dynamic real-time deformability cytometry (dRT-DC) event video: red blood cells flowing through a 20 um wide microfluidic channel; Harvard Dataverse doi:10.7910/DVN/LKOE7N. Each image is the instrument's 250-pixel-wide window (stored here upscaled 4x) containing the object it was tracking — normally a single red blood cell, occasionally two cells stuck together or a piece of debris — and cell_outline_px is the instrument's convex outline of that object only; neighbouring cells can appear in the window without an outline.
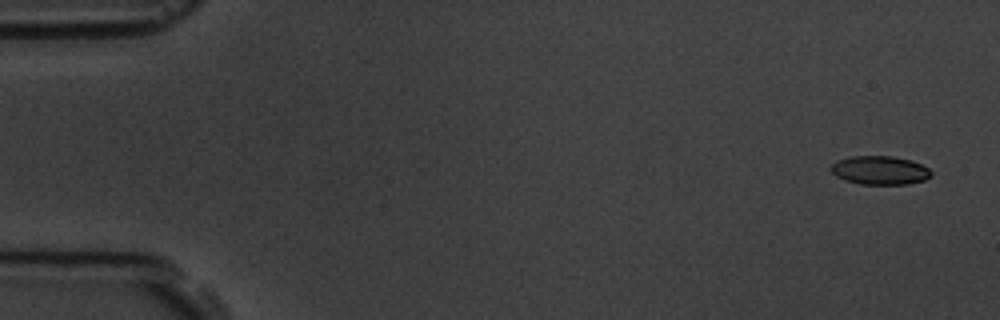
{"species": "common noctule bat (a hibernating species)", "species_latin": "Nyctalus noctula", "temperature_condition": "room temperature", "stored_images_in_passage": 5, "camera_frame_rate_fps": 3000, "um_per_image_px": 0.085, "animal": {"sex": "male", "body_mass_g": 19.5, "forearm_length_mm": 54.6}, "frame": {"image": 1, "passage_image": 1, "time_ms": 0.0, "image_size_px": [1000, 320], "cell_outline_px": [[932, 176], [924, 180], [908, 184], [860, 184], [844, 180], [836, 176], [832, 172], [832, 164], [836, 160], [848, 156], [892, 156], [908, 160], [920, 164], [928, 168], [932, 172]], "centroid_in_image_um": [74.77, 14.47], "position_along_channel_um": 10.2, "area_um2": 16.7}}
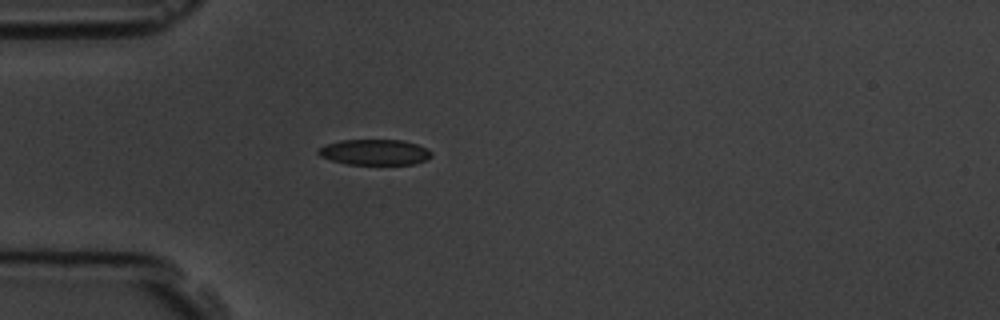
{"frame": {"image": 2, "passage_image": 5, "time_ms": 4.667, "image_size_px": [1000, 320], "cell_outline_px": [[432, 156], [424, 160], [412, 164], [348, 164], [332, 160], [320, 156], [316, 152], [320, 148], [328, 144], [340, 140], [404, 140], [428, 148], [432, 152]], "centroid_in_image_um": [31.87, 12.93], "position_along_channel_um": 53.1, "area_um2": 16.76}}